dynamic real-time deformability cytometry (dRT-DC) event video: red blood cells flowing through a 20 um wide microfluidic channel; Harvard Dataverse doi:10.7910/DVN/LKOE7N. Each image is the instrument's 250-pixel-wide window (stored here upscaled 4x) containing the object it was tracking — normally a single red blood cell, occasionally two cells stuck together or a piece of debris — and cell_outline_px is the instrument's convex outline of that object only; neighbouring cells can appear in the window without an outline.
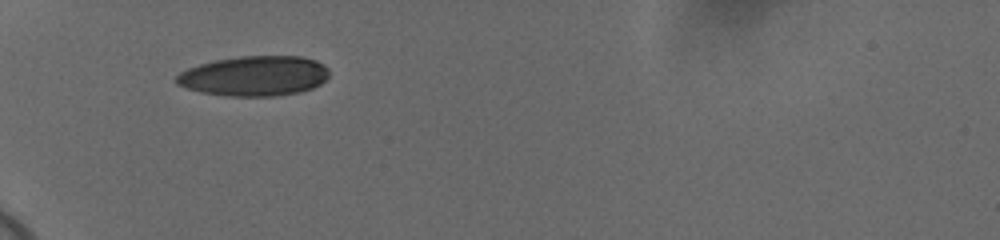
{"species": "human", "species_latin": "Homo sapiens", "temperature_condition": "cold", "stored_images_in_passage": 33, "camera_frame_rate_fps": 3000, "um_per_image_px": 0.085, "donor": {"sex": "female"}, "frame": {"image": 1, "passage_image": 1, "time_ms": 0.0, "image_size_px": [1000, 240], "cell_outline_px": [[328, 76], [320, 84], [312, 88], [300, 92], [272, 96], [228, 96], [200, 92], [176, 84], [176, 76], [180, 72], [188, 68], [200, 64], [216, 60], [240, 56], [300, 56], [316, 60], [324, 64], [328, 68]], "centroid_in_image_um": [21.63, 6.45], "position_along_channel_um": 63.4, "area_um2": 35.6}}
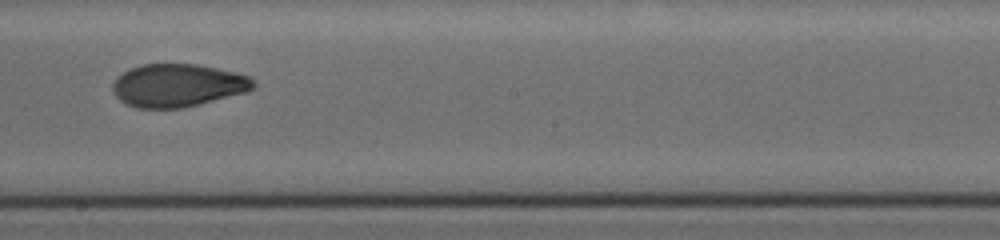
{"frame": {"image": 2, "passage_image": 16, "time_ms": 5.0, "image_size_px": [1000, 240], "cell_outline_px": [[256, 84], [248, 92], [200, 104], [180, 108], [136, 108], [120, 100], [112, 92], [112, 84], [116, 76], [128, 68], [140, 64], [196, 64], [236, 72], [252, 76]], "centroid_in_image_um": [15.1, 7.25], "position_along_channel_um": 233.1, "area_um2": 35.6}}
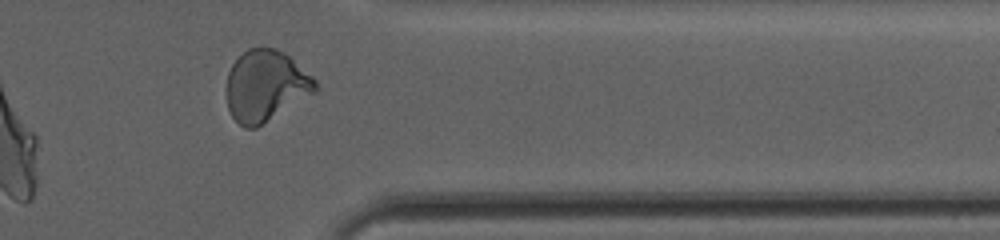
{"frame": {"image": 3, "passage_image": 29, "time_ms": 9.333, "image_size_px": [1000, 240], "cell_outline_px": [[316, 92], [256, 128], [244, 128], [232, 116], [228, 108], [224, 88], [228, 72], [232, 64], [248, 48], [276, 48], [284, 52], [312, 76], [316, 80]], "centroid_in_image_um": [22.55, 7.3], "position_along_channel_um": 388.9, "area_um2": 36.88}, "authors_computed_cell_mechanics": {"area_um2": 35.6626, "velocity_mm_per_s": 3.6693, "shape_relaxation_time_tau1_ms": null, "shape_relaxation_time_tau2_ms": 1.6372, "deformation_change_tau1": null, "deformation_change_tau2": 0.0675}}